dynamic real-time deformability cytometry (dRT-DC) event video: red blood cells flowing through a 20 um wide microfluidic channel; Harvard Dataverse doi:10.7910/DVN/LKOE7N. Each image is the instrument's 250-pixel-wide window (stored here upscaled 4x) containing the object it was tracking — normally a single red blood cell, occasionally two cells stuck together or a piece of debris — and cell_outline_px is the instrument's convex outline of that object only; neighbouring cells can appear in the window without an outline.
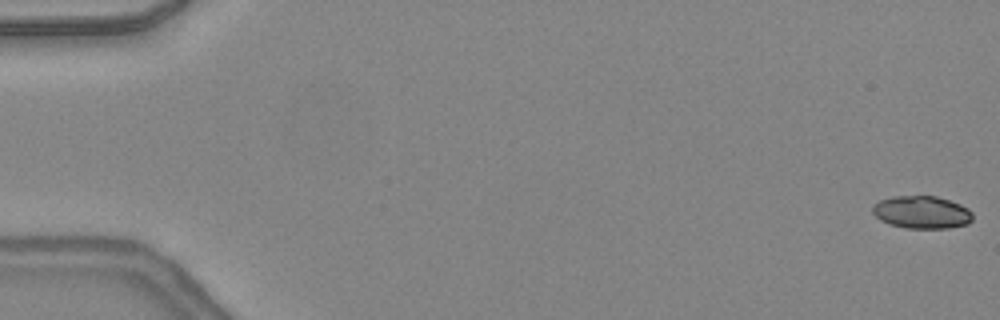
{"species": "common noctule bat (a hibernating species)", "species_latin": "Nyctalus noctula", "temperature_condition": "warm", "stored_images_in_passage": 11, "camera_frame_rate_fps": 3000, "um_per_image_px": 0.085, "animal": {"sex": "female", "body_mass_g": 24.6, "forearm_length_mm": 56.2}, "frame": {"image": 1, "passage_image": 1, "time_ms": 0.0, "image_size_px": [1000, 320], "cell_outline_px": [[972, 220], [968, 224], [948, 228], [908, 228], [888, 224], [880, 220], [872, 212], [872, 204], [880, 200], [892, 196], [936, 196], [960, 204], [968, 208], [972, 212]], "centroid_in_image_um": [78.33, 18.04], "position_along_channel_um": 6.7, "area_um2": 19.13}}